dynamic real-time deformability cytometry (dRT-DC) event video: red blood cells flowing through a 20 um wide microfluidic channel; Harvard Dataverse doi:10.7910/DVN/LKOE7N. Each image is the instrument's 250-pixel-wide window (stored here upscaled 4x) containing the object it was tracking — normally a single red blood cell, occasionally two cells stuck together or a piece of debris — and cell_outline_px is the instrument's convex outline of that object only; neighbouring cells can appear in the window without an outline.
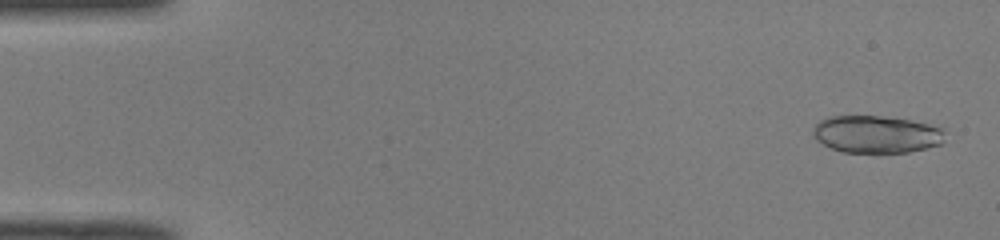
{"species": "common noctule bat (a hibernating species)", "species_latin": "Nyctalus noctula", "temperature_condition": "room temperature", "stored_images_in_passage": 49, "segment_of_instrument_passage": [1, 2], "camera_frame_rate_fps": 3000, "um_per_image_px": 0.085, "animal": {"sex": "male", "body_mass_g": 19.0, "forearm_length_mm": 50.8}, "frame": {"image": 1, "passage_image": 2, "time_ms": 0.333, "image_size_px": [1000, 240], "cell_outline_px": [[944, 140], [940, 144], [908, 152], [840, 152], [816, 140], [812, 136], [812, 128], [820, 120], [828, 116], [884, 116], [912, 120], [928, 124], [940, 128], [944, 132]], "centroid_in_image_um": [74.44, 11.4], "position_along_channel_um": 10.6, "area_um2": 28.73}}